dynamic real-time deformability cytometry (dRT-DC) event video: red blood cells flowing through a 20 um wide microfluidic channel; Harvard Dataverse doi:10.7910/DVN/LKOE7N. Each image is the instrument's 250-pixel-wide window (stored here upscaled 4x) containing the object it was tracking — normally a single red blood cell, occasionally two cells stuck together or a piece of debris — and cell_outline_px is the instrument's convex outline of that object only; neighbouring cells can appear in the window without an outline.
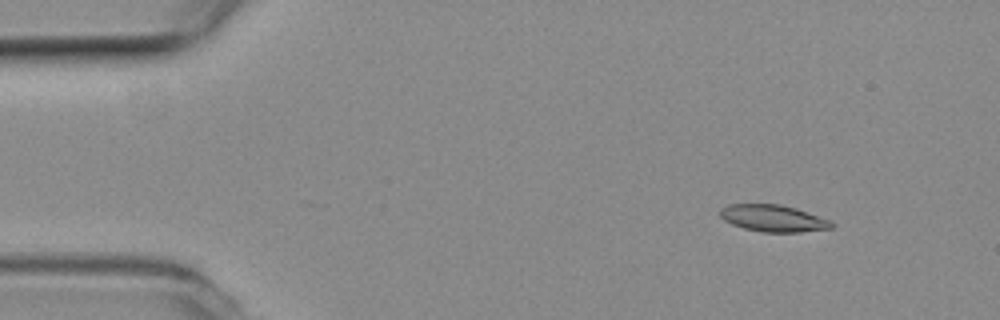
{"species": "common noctule bat (a hibernating species)", "species_latin": "Nyctalus noctula", "temperature_condition": "room temperature", "stored_images_in_passage": 6, "camera_frame_rate_fps": 3000, "um_per_image_px": 0.085, "animal": {"sex": "female", "body_mass_g": 19.3, "forearm_length_mm": 54.1}, "frame": {"image": 1, "passage_image": 2, "time_ms": 0.333, "image_size_px": [1000, 320], "cell_outline_px": [[836, 224], [832, 228], [800, 232], [760, 232], [744, 228], [732, 224], [724, 220], [720, 216], [720, 208], [728, 204], [780, 204], [796, 208], [828, 220]], "centroid_in_image_um": [65.69, 18.55], "position_along_channel_um": 19.3, "area_um2": 17.4}}
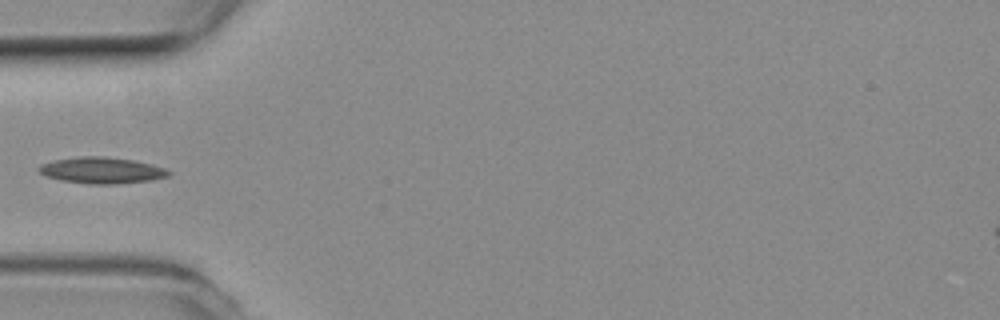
{"frame": {"image": 2, "passage_image": 5, "time_ms": 1.333, "image_size_px": [1000, 320], "cell_outline_px": [[172, 172], [168, 176], [152, 180], [116, 184], [88, 184], [60, 180], [44, 176], [36, 168], [40, 164], [52, 160], [76, 156], [104, 156], [132, 160], [152, 164], [164, 168]], "centroid_in_image_um": [8.6, 14.47], "position_along_channel_um": 76.4, "area_um2": 20.11}}
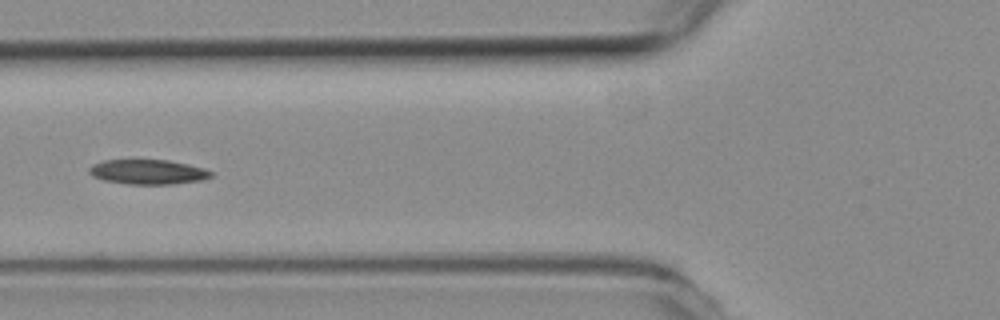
{"frame": {"image": 3, "passage_image": 6, "time_ms": 1.667, "image_size_px": [1000, 320], "cell_outline_px": [[212, 176], [204, 180], [172, 184], [128, 184], [104, 180], [92, 176], [88, 172], [88, 168], [92, 164], [104, 160], [168, 160], [188, 164], [204, 168], [212, 172]], "centroid_in_image_um": [12.57, 14.61], "position_along_channel_um": 113.2, "area_um2": 17.63}}